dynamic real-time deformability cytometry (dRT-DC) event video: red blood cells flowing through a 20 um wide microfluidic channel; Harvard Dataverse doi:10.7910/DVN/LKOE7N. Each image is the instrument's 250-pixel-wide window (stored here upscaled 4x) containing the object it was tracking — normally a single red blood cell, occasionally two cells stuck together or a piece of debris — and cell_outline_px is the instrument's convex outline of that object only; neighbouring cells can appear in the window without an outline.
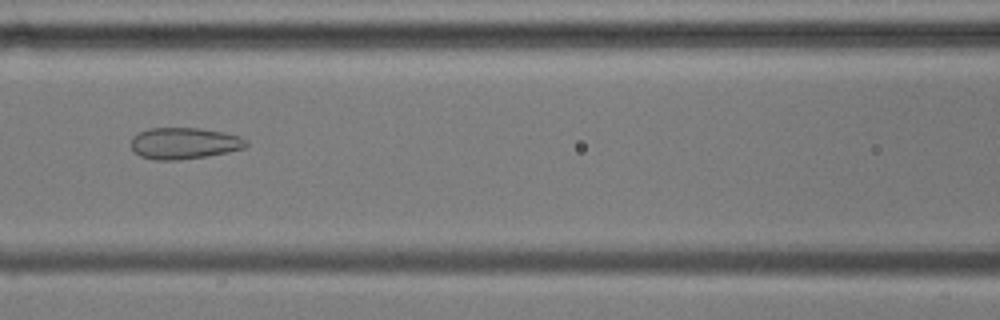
{"species": "common noctule bat (a hibernating species)", "species_latin": "Nyctalus noctula", "temperature_condition": "cold", "stored_images_in_passage": 54, "camera_frame_rate_fps": 3000, "um_per_image_px": 0.085, "animal": {"sex": "male", "body_mass_g": 17.9, "forearm_length_mm": 54.2}, "frame": {"image": 1, "passage_image": 23, "time_ms": 7.333, "image_size_px": [1000, 320], "cell_outline_px": [[248, 144], [244, 148], [228, 152], [180, 160], [156, 160], [140, 156], [132, 148], [132, 136], [148, 128], [200, 128], [224, 132], [240, 136], [248, 140]], "centroid_in_image_um": [15.68, 12.17], "position_along_channel_um": 150.9, "area_um2": 21.1}}
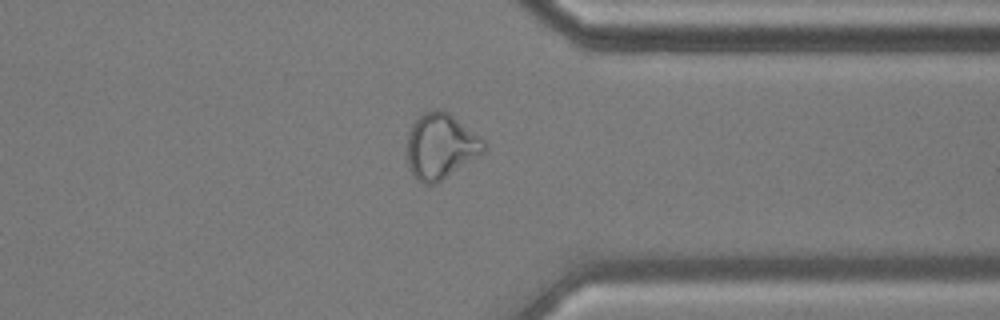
{"frame": {"image": 2, "passage_image": 42, "time_ms": 13.667, "image_size_px": [1000, 320], "cell_outline_px": [[484, 152], [436, 184], [424, 184], [416, 180], [408, 164], [408, 132], [412, 124], [424, 112], [436, 108], [440, 108], [448, 112], [480, 136], [484, 140]], "centroid_in_image_um": [37.45, 12.42], "position_along_channel_um": 374.0, "area_um2": 29.07}}
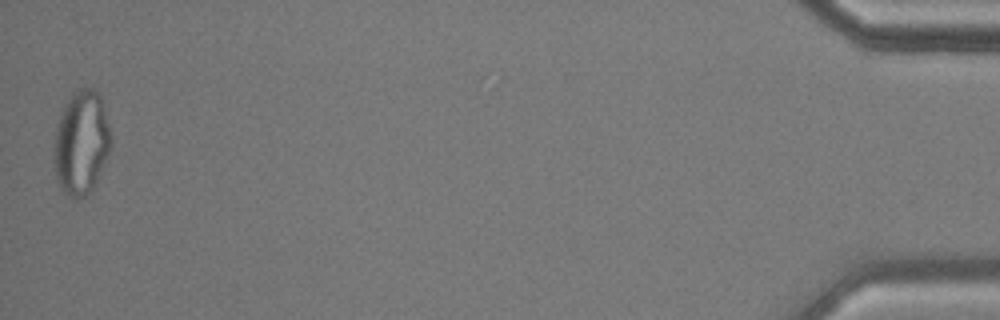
{"frame": {"image": 3, "passage_image": 54, "time_ms": 17.667, "image_size_px": [1000, 320], "cell_outline_px": [[112, 144], [96, 180], [92, 188], [80, 200], [68, 196], [60, 188], [56, 176], [56, 124], [64, 104], [72, 92], [80, 88], [88, 88], [96, 92], [100, 96], [104, 104], [112, 140]], "centroid_in_image_um": [6.93, 12.1], "position_along_channel_um": 428.3, "area_um2": 33.99}, "authors_computed_cell_mechanics": {"area_um2": 28.8422, "velocity_mm_per_s": 3.5913, "shape_relaxation_time_tau1_ms": null, "shape_relaxation_time_tau2_ms": 1.2212, "deformation_change_tau1": null, "deformation_change_tau2": 0.082}}